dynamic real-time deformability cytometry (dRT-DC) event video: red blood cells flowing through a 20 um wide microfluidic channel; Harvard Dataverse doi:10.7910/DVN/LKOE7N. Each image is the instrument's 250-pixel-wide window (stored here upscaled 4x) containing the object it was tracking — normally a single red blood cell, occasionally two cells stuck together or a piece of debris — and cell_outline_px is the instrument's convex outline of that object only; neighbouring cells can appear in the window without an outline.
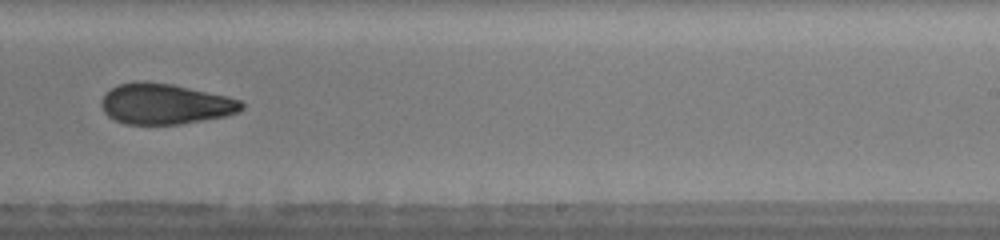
{"species": "human", "species_latin": "Homo sapiens", "temperature_condition": "warm", "stored_images_in_passage": 25, "camera_frame_rate_fps": 3000, "um_per_image_px": 0.085, "donor": {"sex": "male"}, "frame": {"image": 1, "passage_image": 20, "time_ms": 5.333, "image_size_px": [1000, 240], "cell_outline_px": [[244, 108], [240, 112], [228, 116], [180, 124], [124, 124], [108, 116], [104, 112], [100, 104], [100, 100], [104, 92], [116, 84], [132, 80], [144, 80], [172, 84], [228, 96], [240, 100], [244, 104]], "centroid_in_image_um": [14.0, 8.81], "position_along_channel_um": 275.0, "area_um2": 33.87}, "authors_computed_cell_mechanics": {"area_um2": 34.969, "velocity_mm_per_s": 4.0347, "shape_relaxation_time_tau1_ms": null, "shape_relaxation_time_tau2_ms": 4.7453, "deformation_change_tau1": null, "deformation_change_tau2": 0.1137}}